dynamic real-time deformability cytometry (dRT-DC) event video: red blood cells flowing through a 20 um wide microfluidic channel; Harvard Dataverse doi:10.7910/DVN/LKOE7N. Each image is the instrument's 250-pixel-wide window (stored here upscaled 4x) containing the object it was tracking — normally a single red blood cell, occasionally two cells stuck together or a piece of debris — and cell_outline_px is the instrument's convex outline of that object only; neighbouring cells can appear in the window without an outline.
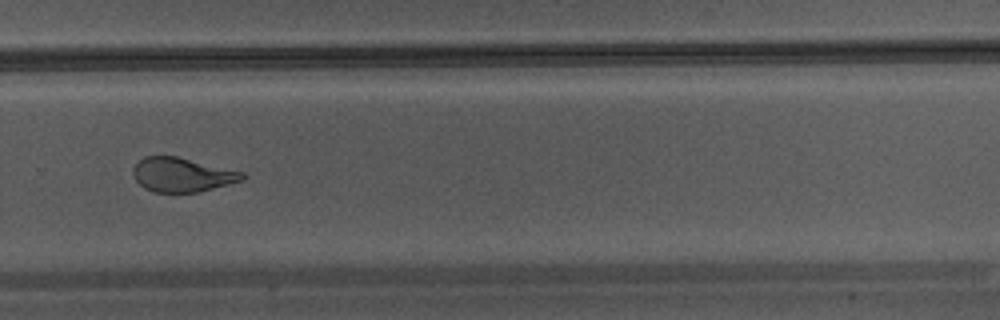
{"species": "Egyptian fruit bat (a non-hibernating species)", "species_latin": "Rousettus aegyptiacus", "temperature_condition": "warm", "stored_images_in_passage": 33, "camera_frame_rate_fps": 3000, "um_per_image_px": 0.085, "animal": {"sex": "male"}, "frame": {"image": 1, "passage_image": 28, "time_ms": 9.0, "image_size_px": [1000, 320], "cell_outline_px": [[248, 176], [244, 180], [196, 192], [152, 192], [144, 188], [132, 176], [132, 168], [144, 156], [176, 156], [244, 172]], "centroid_in_image_um": [15.47, 14.85], "position_along_channel_um": 314.3, "area_um2": 21.73}}